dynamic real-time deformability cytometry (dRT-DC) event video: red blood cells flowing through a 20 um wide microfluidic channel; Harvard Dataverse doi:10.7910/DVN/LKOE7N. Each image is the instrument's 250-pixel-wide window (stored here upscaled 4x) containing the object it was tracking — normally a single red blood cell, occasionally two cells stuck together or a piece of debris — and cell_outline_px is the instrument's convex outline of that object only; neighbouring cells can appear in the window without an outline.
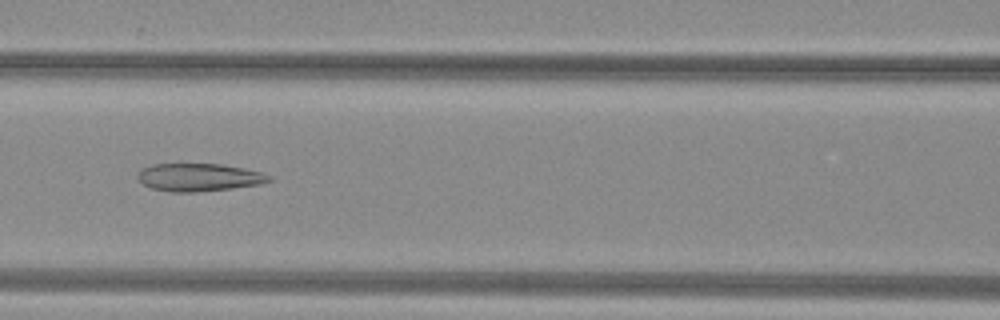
{"species": "common noctule bat (a hibernating species)", "species_latin": "Nyctalus noctula", "temperature_condition": "warm", "stored_images_in_passage": 52, "camera_frame_rate_fps": 3000, "um_per_image_px": 0.085, "animal": {"sex": "female", "body_mass_g": 29.2, "forearm_length_mm": 56.3}, "frame": {"image": 1, "passage_image": 24, "time_ms": 7.667, "image_size_px": [1000, 320], "cell_outline_px": [[272, 180], [260, 184], [232, 188], [196, 192], [172, 192], [152, 188], [144, 184], [136, 176], [144, 168], [152, 164], [220, 164], [244, 168], [260, 172], [272, 176]], "centroid_in_image_um": [16.94, 15.07], "position_along_channel_um": 149.7, "area_um2": 21.1}}
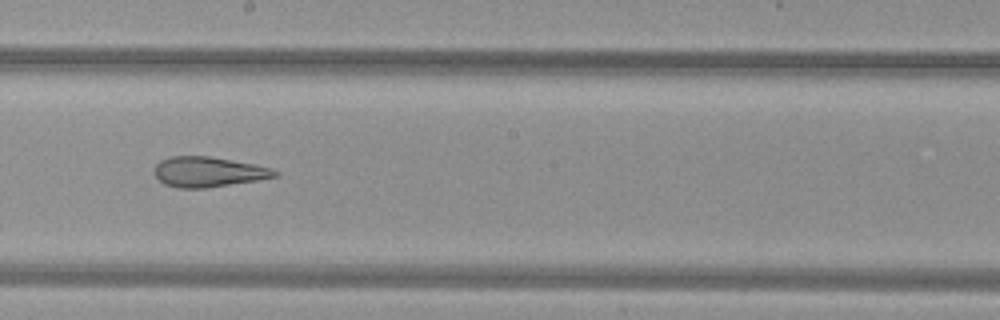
{"frame": {"image": 2, "passage_image": 30, "time_ms": 9.667, "image_size_px": [1000, 320], "cell_outline_px": [[280, 172], [276, 176], [256, 180], [204, 188], [176, 188], [164, 184], [152, 172], [152, 168], [160, 160], [172, 156], [208, 156], [256, 164], [272, 168]], "centroid_in_image_um": [17.66, 14.6], "position_along_channel_um": 230.5, "area_um2": 21.21}}
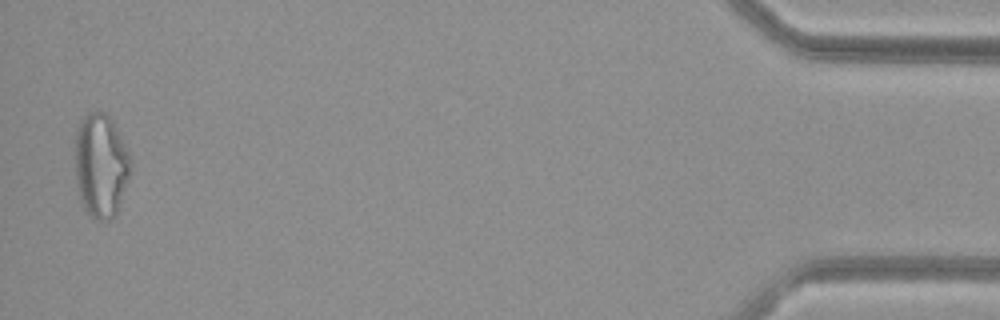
{"frame": {"image": 3, "passage_image": 51, "time_ms": 16.667, "image_size_px": [1000, 320], "cell_outline_px": [[132, 164], [116, 216], [108, 220], [96, 220], [84, 208], [80, 200], [76, 180], [76, 132], [80, 120], [88, 112], [104, 112], [108, 116], [116, 128], [132, 160]], "centroid_in_image_um": [8.57, 14.08], "position_along_channel_um": 426.6, "area_um2": 33.29}, "authors_computed_cell_mechanics": {"area_um2": 27.3972, "velocity_mm_per_s": 4.0584, "shape_relaxation_time_tau1_ms": null, "shape_relaxation_time_tau2_ms": 2.4972, "deformation_change_tau1": null, "deformation_change_tau2": 0.1274}}